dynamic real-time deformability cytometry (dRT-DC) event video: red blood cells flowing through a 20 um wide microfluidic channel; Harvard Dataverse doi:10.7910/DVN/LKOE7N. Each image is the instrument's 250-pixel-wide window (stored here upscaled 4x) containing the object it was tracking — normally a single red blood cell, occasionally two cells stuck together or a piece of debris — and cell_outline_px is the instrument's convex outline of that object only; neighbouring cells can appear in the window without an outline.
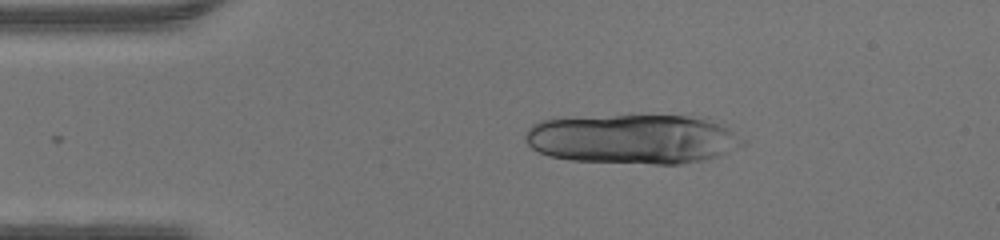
{"species": "human", "species_latin": "Homo sapiens", "temperature_condition": "warm", "stored_images_in_passage": 18, "camera_frame_rate_fps": 3000, "um_per_image_px": 0.085, "donor": {"sex": "male"}, "frame": {"image": 1, "passage_image": 8, "time_ms": 2.333, "image_size_px": [1000, 240], "cell_outline_px": [[748, 144], [720, 156], [704, 160], [680, 164], [652, 164], [572, 160], [548, 156], [532, 148], [524, 140], [524, 136], [528, 128], [532, 124], [540, 120], [556, 116], [708, 116], [724, 120]], "centroid_in_image_um": [53.87, 11.79], "position_along_channel_um": 31.1, "area_um2": 64.74}}